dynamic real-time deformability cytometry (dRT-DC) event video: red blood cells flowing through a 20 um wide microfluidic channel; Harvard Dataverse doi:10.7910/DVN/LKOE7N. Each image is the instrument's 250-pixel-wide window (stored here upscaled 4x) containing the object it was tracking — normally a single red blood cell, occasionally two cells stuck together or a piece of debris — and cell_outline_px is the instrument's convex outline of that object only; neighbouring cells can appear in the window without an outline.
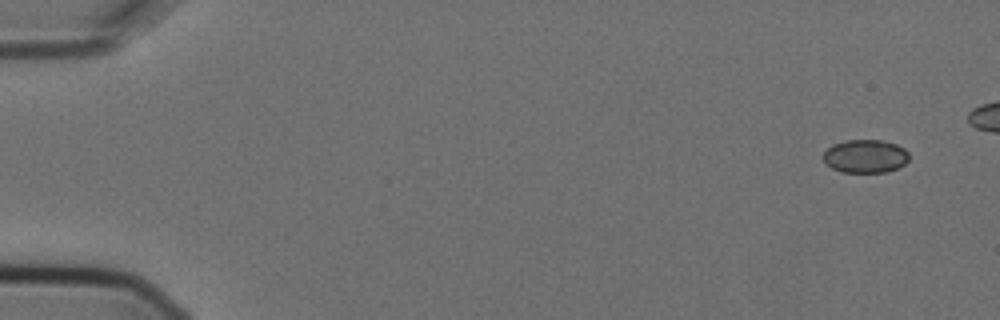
{"species": "Egyptian fruit bat (a non-hibernating species)", "species_latin": "Rousettus aegyptiacus", "temperature_condition": "cold", "stored_images_in_passage": 5, "camera_frame_rate_fps": 3000, "um_per_image_px": 0.085, "animal": {"sex": "female"}, "frame": {"image": 1, "passage_image": 1, "time_ms": 0.0, "image_size_px": [1000, 320], "cell_outline_px": [[908, 160], [904, 164], [888, 172], [840, 172], [832, 168], [824, 160], [824, 152], [832, 144], [848, 140], [880, 140], [896, 144], [904, 148], [908, 152]], "centroid_in_image_um": [73.56, 13.28], "position_along_channel_um": 11.4, "area_um2": 16.53}}